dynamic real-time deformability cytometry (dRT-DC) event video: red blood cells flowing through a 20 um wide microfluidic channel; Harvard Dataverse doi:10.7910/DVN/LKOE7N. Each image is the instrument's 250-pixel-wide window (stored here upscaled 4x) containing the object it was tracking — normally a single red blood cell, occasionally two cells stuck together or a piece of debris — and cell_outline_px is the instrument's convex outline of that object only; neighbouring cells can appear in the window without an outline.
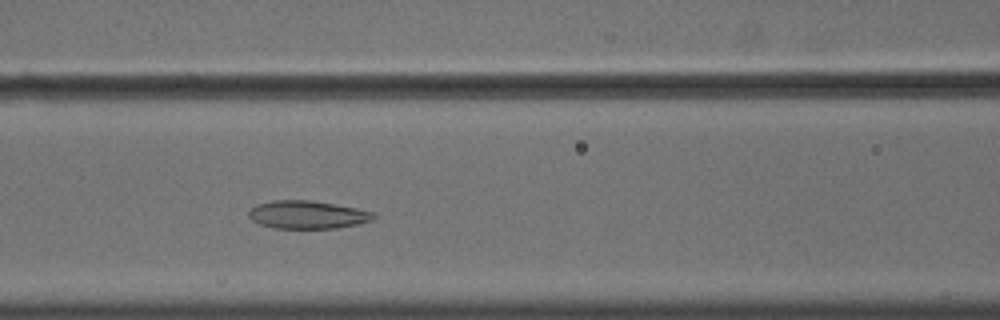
{"species": "common noctule bat (a hibernating species)", "species_latin": "Nyctalus noctula", "temperature_condition": "cold", "stored_images_in_passage": 50, "camera_frame_rate_fps": 3000, "um_per_image_px": 0.085, "animal": {"sex": "male", "body_mass_g": 18.8}, "frame": {"image": 1, "passage_image": 19, "time_ms": 6.0, "image_size_px": [1000, 320], "cell_outline_px": [[376, 216], [372, 220], [356, 224], [336, 228], [272, 228], [260, 224], [252, 220], [248, 216], [248, 212], [256, 204], [272, 200], [312, 200], [356, 208], [376, 212]], "centroid_in_image_um": [26.12, 18.24], "position_along_channel_um": 140.5, "area_um2": 20.4}}
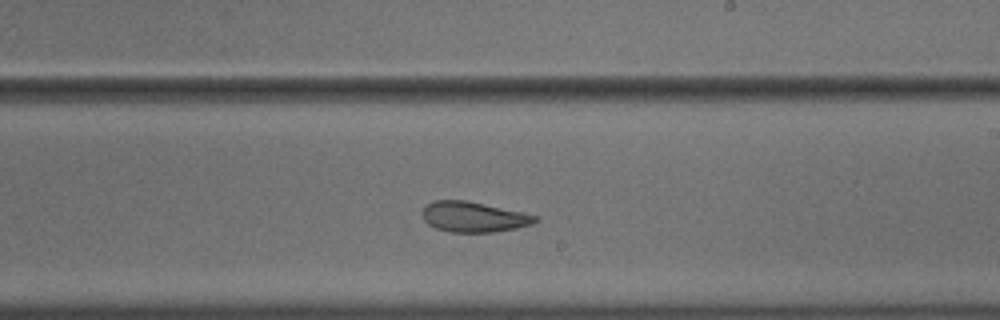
{"frame": {"image": 2, "passage_image": 28, "time_ms": 9.0, "image_size_px": [1000, 320], "cell_outline_px": [[540, 220], [532, 224], [516, 228], [492, 232], [448, 232], [436, 228], [428, 224], [424, 220], [420, 212], [424, 204], [432, 200], [464, 200], [540, 216]], "centroid_in_image_um": [40.21, 18.43], "position_along_channel_um": 248.8, "area_um2": 20.11}}
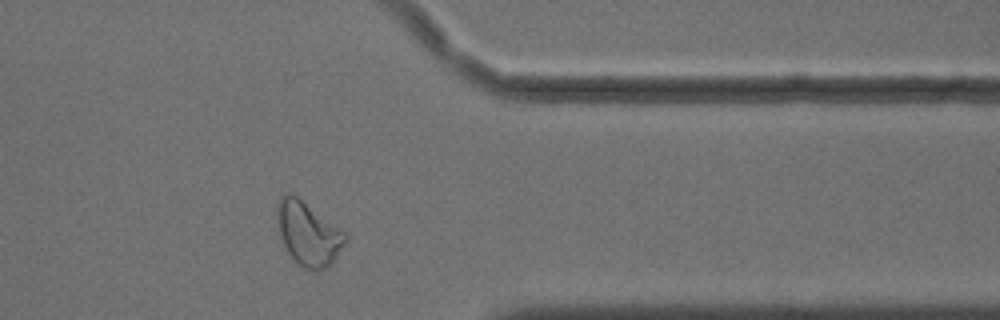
{"frame": {"image": 3, "passage_image": 40, "time_ms": 13.0, "image_size_px": [1000, 320], "cell_outline_px": [[348, 240], [332, 264], [320, 272], [312, 272], [296, 264], [288, 256], [280, 236], [276, 212], [276, 208], [280, 196], [284, 192], [288, 192], [296, 196], [344, 232], [348, 236]], "centroid_in_image_um": [26.18, 19.92], "position_along_channel_um": 385.2, "area_um2": 25.61}, "authors_computed_cell_mechanics": {"area_um2": 23.5535, "velocity_mm_per_s": 3.6142, "shape_relaxation_time_tau1_ms": null, "shape_relaxation_time_tau2_ms": 2.1894, "deformation_change_tau1": null, "deformation_change_tau2": 0.0944}}